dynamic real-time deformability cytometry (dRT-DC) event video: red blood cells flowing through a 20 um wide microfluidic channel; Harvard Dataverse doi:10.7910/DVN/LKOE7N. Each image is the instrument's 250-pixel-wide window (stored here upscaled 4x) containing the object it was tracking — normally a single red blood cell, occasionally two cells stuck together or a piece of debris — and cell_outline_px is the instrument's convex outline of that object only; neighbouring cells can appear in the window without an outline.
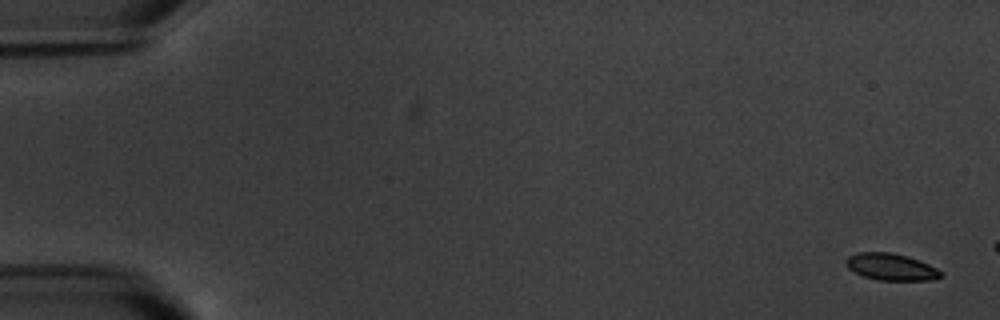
{"species": "common noctule bat (a hibernating species)", "species_latin": "Nyctalus noctula", "temperature_condition": "warm", "stored_images_in_passage": 4, "camera_frame_rate_fps": 3000, "um_per_image_px": 0.085, "animal": {"sex": "male", "body_mass_g": 20.1, "forearm_length_mm": 53.5}, "frame": {"image": 1, "passage_image": 1, "time_ms": 0.0, "image_size_px": [1000, 320], "cell_outline_px": [[944, 276], [936, 280], [876, 280], [864, 276], [848, 268], [844, 260], [848, 256], [856, 252], [892, 252], [908, 256], [920, 260], [936, 268]], "centroid_in_image_um": [75.74, 22.68], "position_along_channel_um": 9.3, "area_um2": 14.97}}